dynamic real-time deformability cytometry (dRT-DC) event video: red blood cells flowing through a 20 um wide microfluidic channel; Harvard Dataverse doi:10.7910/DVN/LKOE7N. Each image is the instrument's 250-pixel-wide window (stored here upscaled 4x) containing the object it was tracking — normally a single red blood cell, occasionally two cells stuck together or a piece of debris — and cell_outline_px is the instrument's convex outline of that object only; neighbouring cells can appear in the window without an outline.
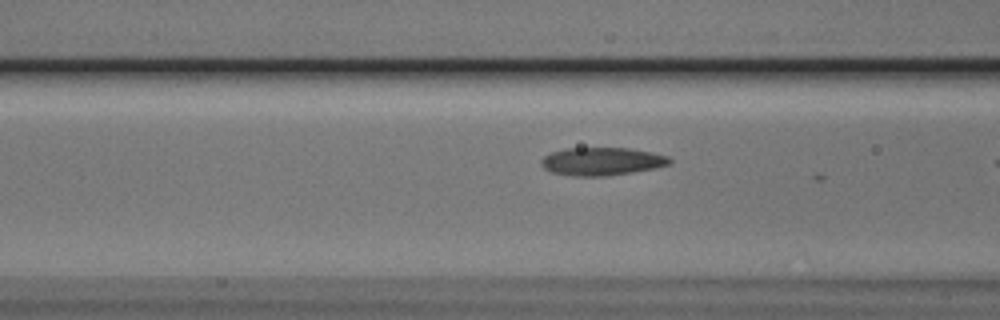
{"species": "Egyptian fruit bat (a non-hibernating species)", "species_latin": "Rousettus aegyptiacus", "temperature_condition": "cold", "stored_images_in_passage": 4, "camera_frame_rate_fps": 3000, "um_per_image_px": 0.085, "animal": {"sex": "male"}, "frame": {"image": 1, "passage_image": 3, "time_ms": 0.667, "image_size_px": [1000, 320], "cell_outline_px": [[672, 164], [656, 168], [604, 176], [576, 176], [552, 172], [544, 168], [540, 164], [540, 160], [544, 156], [552, 152], [564, 148], [628, 148], [668, 156], [672, 160]], "centroid_in_image_um": [51.15, 13.71], "position_along_channel_um": 115.5, "area_um2": 20.81}}